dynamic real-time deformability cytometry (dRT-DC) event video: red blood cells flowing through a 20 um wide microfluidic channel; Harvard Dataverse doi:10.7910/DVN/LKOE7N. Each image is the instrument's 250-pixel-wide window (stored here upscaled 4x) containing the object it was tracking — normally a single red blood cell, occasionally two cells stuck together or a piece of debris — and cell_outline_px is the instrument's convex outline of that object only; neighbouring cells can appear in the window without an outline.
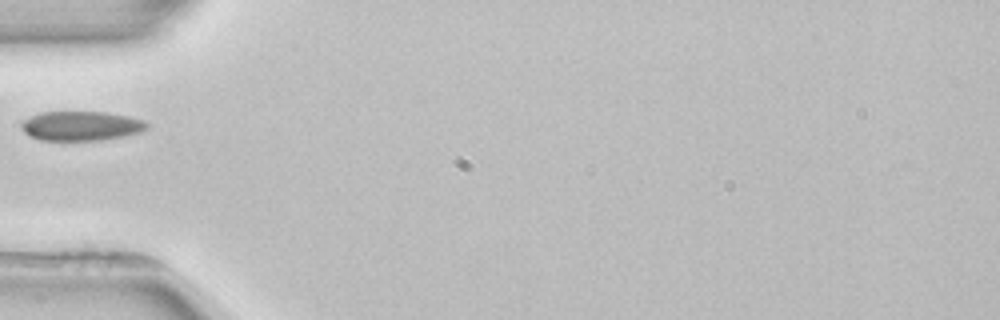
{"species": "common noctule bat (a hibernating species)", "species_latin": "Nyctalus noctula", "temperature_condition": "room temperature", "stored_images_in_passage": 1, "camera_frame_rate_fps": 3000, "um_per_image_px": 0.085, "animal": {"sex": "female", "body_mass_g": 22.7, "forearm_length_mm": 54.2}, "frame": {"image": 1, "passage_image": 1, "time_ms": 0.0, "image_size_px": [1000, 320], "cell_outline_px": [[148, 128], [140, 132], [100, 140], [40, 140], [28, 136], [24, 132], [24, 120], [40, 112], [104, 112], [128, 116], [144, 120], [148, 124]], "centroid_in_image_um": [6.91, 10.7], "position_along_channel_um": 78.1, "area_um2": 21.21}}